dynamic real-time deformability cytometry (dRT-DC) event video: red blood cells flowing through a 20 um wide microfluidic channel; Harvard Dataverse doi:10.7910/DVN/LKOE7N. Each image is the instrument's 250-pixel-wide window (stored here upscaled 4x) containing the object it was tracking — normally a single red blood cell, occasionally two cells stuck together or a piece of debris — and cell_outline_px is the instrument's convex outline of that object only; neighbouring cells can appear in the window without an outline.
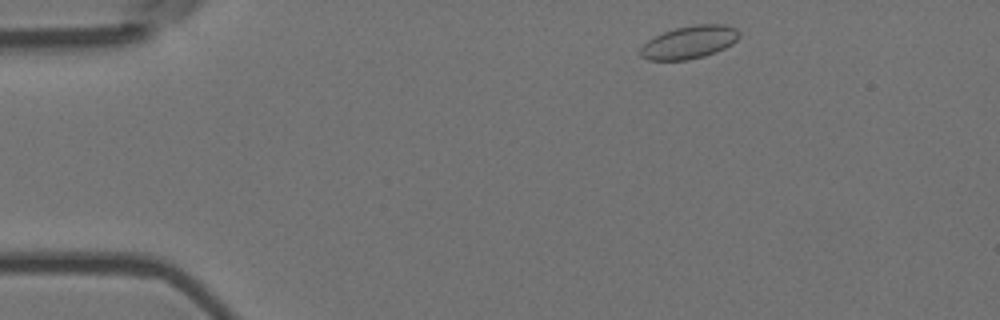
{"species": "Egyptian fruit bat (a non-hibernating species)", "species_latin": "Rousettus aegyptiacus", "temperature_condition": "room temperature", "stored_images_in_passage": 3, "camera_frame_rate_fps": 3000, "um_per_image_px": 0.085, "animal": {"sex": "female"}, "frame": {"image": 1, "passage_image": 1, "time_ms": 0.0, "image_size_px": [1000, 320], "cell_outline_px": [[740, 36], [732, 44], [716, 52], [704, 56], [688, 60], [648, 60], [640, 56], [640, 48], [648, 40], [664, 32], [676, 28], [696, 24], [724, 24], [736, 28], [740, 32]], "centroid_in_image_um": [58.6, 3.59], "position_along_channel_um": 26.4, "area_um2": 18.9}}